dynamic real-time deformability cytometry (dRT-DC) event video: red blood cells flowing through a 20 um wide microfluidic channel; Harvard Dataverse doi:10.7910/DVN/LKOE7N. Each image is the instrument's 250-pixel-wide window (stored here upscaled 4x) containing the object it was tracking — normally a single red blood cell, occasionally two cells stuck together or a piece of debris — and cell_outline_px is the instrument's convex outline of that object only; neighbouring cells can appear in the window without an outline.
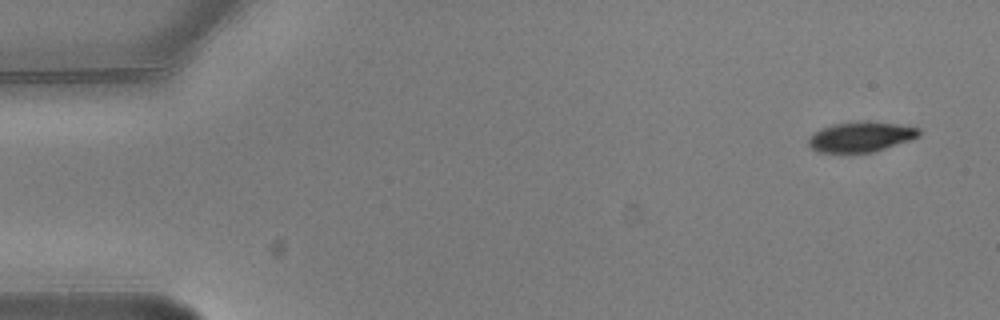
{"species": "common noctule bat (a hibernating species)", "species_latin": "Nyctalus noctula", "temperature_condition": "warm", "stored_images_in_passage": 4, "camera_frame_rate_fps": 3000, "um_per_image_px": 0.085, "animal": {"sex": "male", "body_mass_g": 20.5, "forearm_length_mm": 52.5}, "frame": {"image": 1, "passage_image": 1, "time_ms": 0.0, "image_size_px": [1000, 320], "cell_outline_px": [[920, 136], [912, 140], [872, 152], [816, 152], [808, 144], [808, 140], [812, 132], [820, 128], [832, 124], [856, 120], [864, 120], [896, 124], [920, 128]], "centroid_in_image_um": [73.16, 11.61], "position_along_channel_um": 11.8, "area_um2": 19.71}}
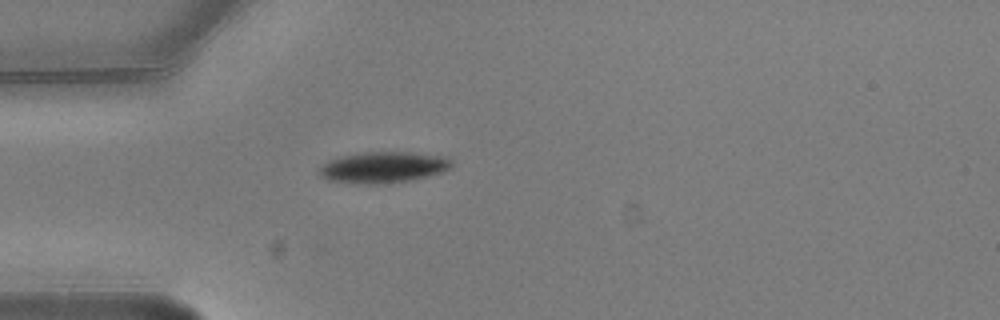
{"frame": {"image": 2, "passage_image": 4, "time_ms": 1.0, "image_size_px": [1000, 320], "cell_outline_px": [[452, 164], [448, 168], [440, 172], [428, 176], [412, 180], [388, 184], [368, 184], [328, 180], [320, 176], [316, 172], [328, 160], [340, 156], [360, 152], [408, 152], [448, 156], [452, 160]], "centroid_in_image_um": [32.56, 14.22], "position_along_channel_um": 52.4, "area_um2": 24.22}}